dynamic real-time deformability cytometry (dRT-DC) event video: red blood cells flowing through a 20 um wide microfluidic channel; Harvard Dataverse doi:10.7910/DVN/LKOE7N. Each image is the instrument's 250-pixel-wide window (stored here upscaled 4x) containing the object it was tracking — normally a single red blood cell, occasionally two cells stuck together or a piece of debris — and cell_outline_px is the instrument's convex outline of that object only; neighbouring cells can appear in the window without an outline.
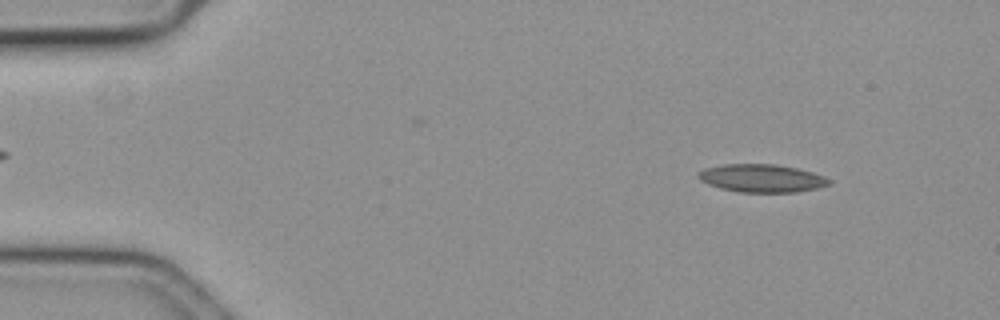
{"species": "common noctule bat (a hibernating species)", "species_latin": "Nyctalus noctula", "temperature_condition": "cold", "stored_images_in_passage": 57, "camera_frame_rate_fps": 3000, "um_per_image_px": 0.085, "animal": {"sex": "female", "body_mass_g": 19.3, "forearm_length_mm": 54.1}, "frame": {"image": 1, "passage_image": 6, "time_ms": 1.667, "image_size_px": [1000, 320], "cell_outline_px": [[832, 184], [816, 188], [796, 192], [740, 192], [720, 188], [708, 184], [700, 180], [696, 176], [704, 168], [724, 164], [772, 164], [796, 168], [812, 172], [824, 176], [832, 180]], "centroid_in_image_um": [64.75, 15.15], "position_along_channel_um": 20.2, "area_um2": 21.27}}
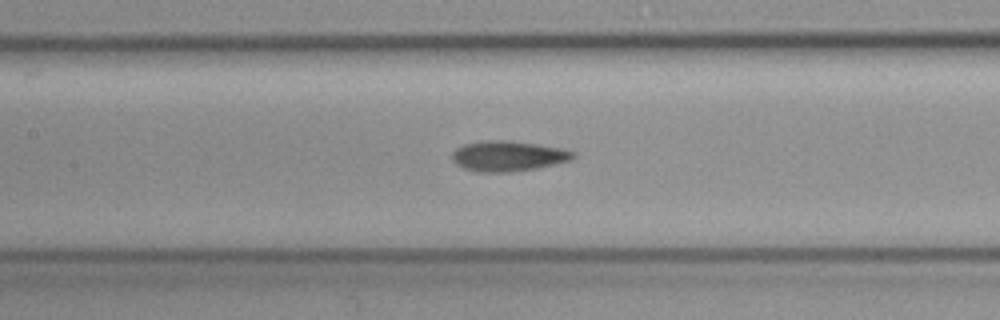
{"frame": {"image": 2, "passage_image": 26, "time_ms": 8.333, "image_size_px": [1000, 320], "cell_outline_px": [[576, 156], [572, 160], [536, 168], [512, 172], [476, 172], [464, 168], [456, 164], [452, 160], [452, 152], [456, 148], [464, 144], [488, 140], [508, 140], [564, 148], [576, 152]], "centroid_in_image_um": [43.2, 13.26], "position_along_channel_um": 164.2, "area_um2": 21.56}}
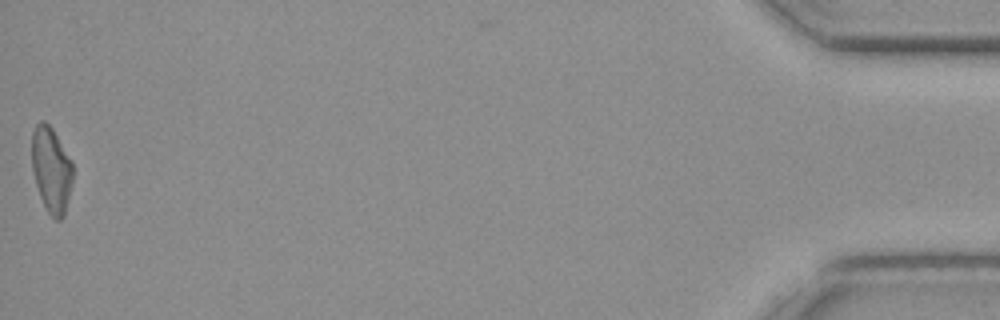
{"frame": {"image": 3, "passage_image": 57, "time_ms": 18.667, "image_size_px": [1000, 320], "cell_outline_px": [[72, 180], [64, 216], [60, 220], [56, 220], [48, 212], [40, 196], [36, 184], [32, 168], [32, 132], [36, 124], [40, 120], [44, 120], [52, 128], [72, 160]], "centroid_in_image_um": [4.36, 14.39], "position_along_channel_um": 430.8, "area_um2": 20.29}, "authors_computed_cell_mechanics": {"area_um2": 20.6346, "velocity_mm_per_s": 3.5823, "shape_relaxation_time_tau1_ms": null, "shape_relaxation_time_tau2_ms": 8.2383, "deformation_change_tau1": null, "deformation_change_tau2": 0.1345}}